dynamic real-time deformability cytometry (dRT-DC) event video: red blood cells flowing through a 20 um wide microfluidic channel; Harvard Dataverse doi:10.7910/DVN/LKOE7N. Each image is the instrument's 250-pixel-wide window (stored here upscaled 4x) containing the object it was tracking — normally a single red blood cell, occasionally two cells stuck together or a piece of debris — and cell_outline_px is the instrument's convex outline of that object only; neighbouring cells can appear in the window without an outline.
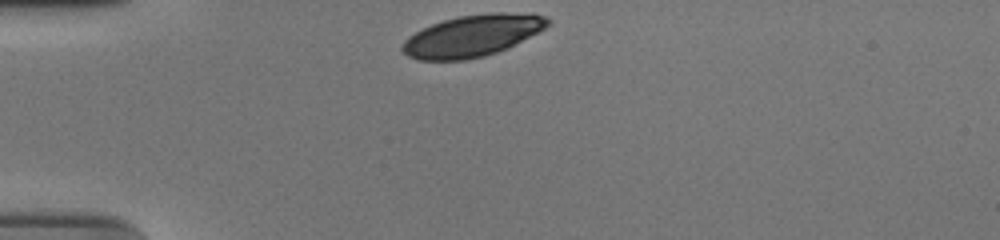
{"species": "human", "species_latin": "Homo sapiens", "temperature_condition": "cold", "stored_images_in_passage": 32, "camera_frame_rate_fps": 3000, "um_per_image_px": 0.085, "donor": {"sex": "male"}, "frame": {"image": 1, "passage_image": 1, "time_ms": 0.0, "image_size_px": [1000, 240], "cell_outline_px": [[552, 20], [544, 28], [508, 48], [484, 56], [464, 60], [416, 60], [408, 56], [400, 48], [404, 40], [408, 36], [432, 24], [444, 20], [460, 16], [492, 12], [532, 12], [544, 16]], "centroid_in_image_um": [40.16, 3.03], "position_along_channel_um": 44.8, "area_um2": 35.32}}
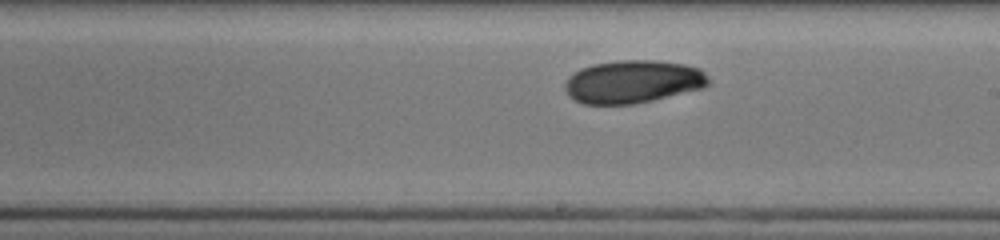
{"frame": {"image": 2, "passage_image": 19, "time_ms": 6.0, "image_size_px": [1000, 240], "cell_outline_px": [[712, 80], [704, 88], [636, 104], [584, 104], [568, 96], [564, 88], [564, 84], [568, 76], [580, 68], [592, 64], [616, 60], [656, 60], [684, 64], [700, 68]], "centroid_in_image_um": [53.8, 6.94], "position_along_channel_um": 235.2, "area_um2": 36.36}}
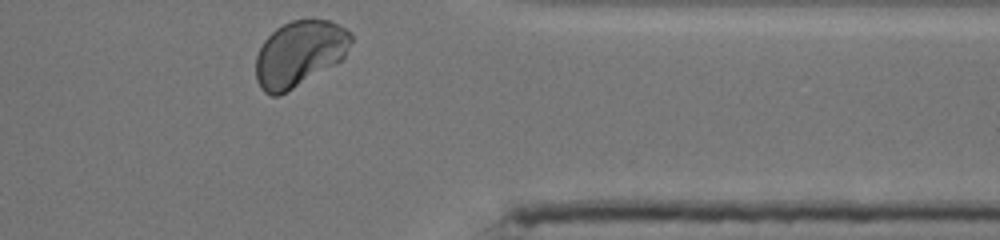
{"frame": {"image": 3, "passage_image": 32, "time_ms": 10.333, "image_size_px": [1000, 240], "cell_outline_px": [[352, 40], [344, 56], [336, 64], [280, 96], [272, 96], [264, 92], [260, 88], [256, 80], [256, 56], [264, 40], [276, 28], [292, 20], [328, 20], [344, 28], [352, 36]], "centroid_in_image_um": [25.42, 4.58], "position_along_channel_um": 386.0, "area_um2": 36.3}, "authors_computed_cell_mechanics": {"area_um2": 35.8938, "velocity_mm_per_s": 3.6796, "shape_relaxation_time_tau1_ms": 4.0617, "shape_relaxation_time_tau2_ms": 9.0703, "deformation_change_tau1": 0.1053, "deformation_change_tau2": 0.0554}}